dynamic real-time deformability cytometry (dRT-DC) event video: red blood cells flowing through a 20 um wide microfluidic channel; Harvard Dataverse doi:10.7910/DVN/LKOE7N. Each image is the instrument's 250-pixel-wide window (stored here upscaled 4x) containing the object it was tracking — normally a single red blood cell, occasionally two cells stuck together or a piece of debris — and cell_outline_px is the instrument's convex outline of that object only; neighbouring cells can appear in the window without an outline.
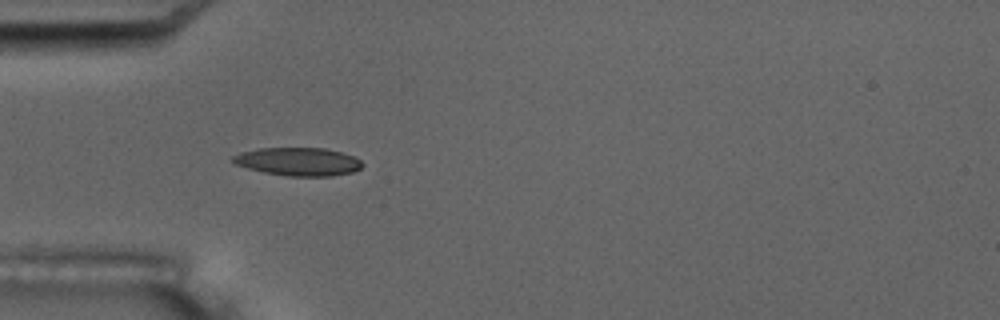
{"species": "common noctule bat (a hibernating species)", "species_latin": "Nyctalus noctula", "temperature_condition": "room temperature", "stored_images_in_passage": 8, "camera_frame_rate_fps": 3000, "um_per_image_px": 0.085, "animal": {"sex": "male", "body_mass_g": 17.5, "forearm_length_mm": 52.3}, "frame": {"image": 1, "passage_image": 6, "time_ms": 5.667, "image_size_px": [1000, 320], "cell_outline_px": [[364, 164], [360, 168], [352, 172], [332, 176], [288, 176], [264, 172], [248, 168], [236, 164], [232, 160], [232, 156], [240, 152], [256, 148], [324, 148], [340, 152], [352, 156], [360, 160]], "centroid_in_image_um": [25.34, 13.73], "position_along_channel_um": 59.7, "area_um2": 21.15}}